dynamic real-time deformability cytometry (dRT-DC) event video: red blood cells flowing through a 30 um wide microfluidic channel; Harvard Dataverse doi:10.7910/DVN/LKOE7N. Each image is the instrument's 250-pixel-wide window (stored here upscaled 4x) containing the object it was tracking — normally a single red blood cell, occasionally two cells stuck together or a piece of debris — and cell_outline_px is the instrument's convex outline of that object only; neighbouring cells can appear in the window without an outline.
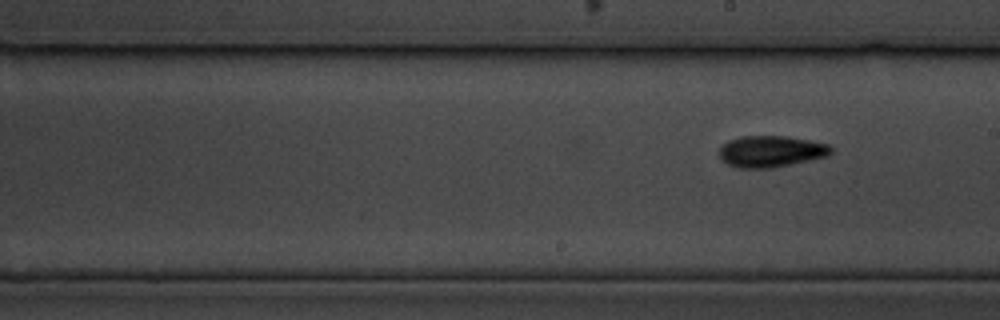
{"species": "common noctule bat (a hibernating species)", "species_latin": "Nyctalus noctula", "temperature_condition": "cold", "stored_images_in_passage": 11, "segment_of_instrument_passage": [2, 2], "camera_frame_rate_fps": 3000, "um_per_image_px": 0.085, "animal": {"sex": "male", "body_mass_g": 19.5, "forearm_length_mm": 54.6}, "frame": {"image": 1, "passage_image": 11, "time_ms": 12.667, "image_size_px": [1000, 320], "cell_outline_px": [[832, 152], [828, 156], [772, 168], [736, 168], [728, 164], [720, 156], [720, 148], [728, 140], [740, 136], [788, 136], [828, 144], [832, 148]], "centroid_in_image_um": [65.54, 12.86], "position_along_channel_um": 223.5, "area_um2": 20.4}}